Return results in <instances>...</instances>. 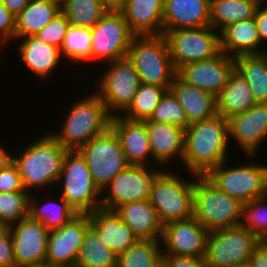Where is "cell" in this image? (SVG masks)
<instances>
[{"instance_id": "cell-1", "label": "cell", "mask_w": 267, "mask_h": 267, "mask_svg": "<svg viewBox=\"0 0 267 267\" xmlns=\"http://www.w3.org/2000/svg\"><path fill=\"white\" fill-rule=\"evenodd\" d=\"M229 144L228 120L220 115L190 124L185 129L182 164L190 175L205 176L228 160Z\"/></svg>"}, {"instance_id": "cell-2", "label": "cell", "mask_w": 267, "mask_h": 267, "mask_svg": "<svg viewBox=\"0 0 267 267\" xmlns=\"http://www.w3.org/2000/svg\"><path fill=\"white\" fill-rule=\"evenodd\" d=\"M67 151L49 132L13 156L24 190L54 186Z\"/></svg>"}, {"instance_id": "cell-3", "label": "cell", "mask_w": 267, "mask_h": 267, "mask_svg": "<svg viewBox=\"0 0 267 267\" xmlns=\"http://www.w3.org/2000/svg\"><path fill=\"white\" fill-rule=\"evenodd\" d=\"M70 109L61 131L50 133L68 151L79 150L111 127L112 115L96 91L77 101Z\"/></svg>"}, {"instance_id": "cell-4", "label": "cell", "mask_w": 267, "mask_h": 267, "mask_svg": "<svg viewBox=\"0 0 267 267\" xmlns=\"http://www.w3.org/2000/svg\"><path fill=\"white\" fill-rule=\"evenodd\" d=\"M194 179L193 217L208 232L226 229L242 222L243 203L212 184L205 176Z\"/></svg>"}, {"instance_id": "cell-5", "label": "cell", "mask_w": 267, "mask_h": 267, "mask_svg": "<svg viewBox=\"0 0 267 267\" xmlns=\"http://www.w3.org/2000/svg\"><path fill=\"white\" fill-rule=\"evenodd\" d=\"M127 56L138 73L140 83L158 85L167 91L170 89L177 71L163 35L135 36Z\"/></svg>"}, {"instance_id": "cell-6", "label": "cell", "mask_w": 267, "mask_h": 267, "mask_svg": "<svg viewBox=\"0 0 267 267\" xmlns=\"http://www.w3.org/2000/svg\"><path fill=\"white\" fill-rule=\"evenodd\" d=\"M171 172L162 169L152 184L148 198L163 226L193 217L194 180L182 179Z\"/></svg>"}, {"instance_id": "cell-7", "label": "cell", "mask_w": 267, "mask_h": 267, "mask_svg": "<svg viewBox=\"0 0 267 267\" xmlns=\"http://www.w3.org/2000/svg\"><path fill=\"white\" fill-rule=\"evenodd\" d=\"M58 183H62L61 197L77 214H89L101 208V192L95 186L85 158L78 150L67 151Z\"/></svg>"}, {"instance_id": "cell-8", "label": "cell", "mask_w": 267, "mask_h": 267, "mask_svg": "<svg viewBox=\"0 0 267 267\" xmlns=\"http://www.w3.org/2000/svg\"><path fill=\"white\" fill-rule=\"evenodd\" d=\"M261 241L242 224L208 232L204 260L208 267L246 266Z\"/></svg>"}, {"instance_id": "cell-9", "label": "cell", "mask_w": 267, "mask_h": 267, "mask_svg": "<svg viewBox=\"0 0 267 267\" xmlns=\"http://www.w3.org/2000/svg\"><path fill=\"white\" fill-rule=\"evenodd\" d=\"M216 31L208 25L164 32L163 36L176 71L186 64L210 60L219 55L220 32Z\"/></svg>"}, {"instance_id": "cell-10", "label": "cell", "mask_w": 267, "mask_h": 267, "mask_svg": "<svg viewBox=\"0 0 267 267\" xmlns=\"http://www.w3.org/2000/svg\"><path fill=\"white\" fill-rule=\"evenodd\" d=\"M225 164L222 162L205 175L219 190L243 204L267 194V165L248 163L227 168Z\"/></svg>"}, {"instance_id": "cell-11", "label": "cell", "mask_w": 267, "mask_h": 267, "mask_svg": "<svg viewBox=\"0 0 267 267\" xmlns=\"http://www.w3.org/2000/svg\"><path fill=\"white\" fill-rule=\"evenodd\" d=\"M78 151L85 158L94 184L100 192L116 174L130 165L124 156L120 139L111 127Z\"/></svg>"}, {"instance_id": "cell-12", "label": "cell", "mask_w": 267, "mask_h": 267, "mask_svg": "<svg viewBox=\"0 0 267 267\" xmlns=\"http://www.w3.org/2000/svg\"><path fill=\"white\" fill-rule=\"evenodd\" d=\"M108 69L98 78L96 93L114 116L124 112L133 101L140 80L128 56L107 62ZM115 113V114H114Z\"/></svg>"}, {"instance_id": "cell-13", "label": "cell", "mask_w": 267, "mask_h": 267, "mask_svg": "<svg viewBox=\"0 0 267 267\" xmlns=\"http://www.w3.org/2000/svg\"><path fill=\"white\" fill-rule=\"evenodd\" d=\"M91 61L111 62L126 57L133 38L120 10H108L91 28Z\"/></svg>"}, {"instance_id": "cell-14", "label": "cell", "mask_w": 267, "mask_h": 267, "mask_svg": "<svg viewBox=\"0 0 267 267\" xmlns=\"http://www.w3.org/2000/svg\"><path fill=\"white\" fill-rule=\"evenodd\" d=\"M147 167L148 165H129L116 174L101 192L106 193L101 195L104 196L101 197V208L114 211L124 203L147 200L155 178L162 171Z\"/></svg>"}, {"instance_id": "cell-15", "label": "cell", "mask_w": 267, "mask_h": 267, "mask_svg": "<svg viewBox=\"0 0 267 267\" xmlns=\"http://www.w3.org/2000/svg\"><path fill=\"white\" fill-rule=\"evenodd\" d=\"M89 227V214H76L62 227L49 231L45 266L75 267Z\"/></svg>"}, {"instance_id": "cell-16", "label": "cell", "mask_w": 267, "mask_h": 267, "mask_svg": "<svg viewBox=\"0 0 267 267\" xmlns=\"http://www.w3.org/2000/svg\"><path fill=\"white\" fill-rule=\"evenodd\" d=\"M17 267L45 266L49 231L30 217L10 226Z\"/></svg>"}, {"instance_id": "cell-17", "label": "cell", "mask_w": 267, "mask_h": 267, "mask_svg": "<svg viewBox=\"0 0 267 267\" xmlns=\"http://www.w3.org/2000/svg\"><path fill=\"white\" fill-rule=\"evenodd\" d=\"M207 235L208 231L194 217L168 223L162 231V255L204 258Z\"/></svg>"}, {"instance_id": "cell-18", "label": "cell", "mask_w": 267, "mask_h": 267, "mask_svg": "<svg viewBox=\"0 0 267 267\" xmlns=\"http://www.w3.org/2000/svg\"><path fill=\"white\" fill-rule=\"evenodd\" d=\"M235 69L234 57L223 52L215 58L186 64L177 70L185 83L217 96L225 87Z\"/></svg>"}, {"instance_id": "cell-19", "label": "cell", "mask_w": 267, "mask_h": 267, "mask_svg": "<svg viewBox=\"0 0 267 267\" xmlns=\"http://www.w3.org/2000/svg\"><path fill=\"white\" fill-rule=\"evenodd\" d=\"M230 137L248 157H254L263 140H267V103H256L249 110L228 119Z\"/></svg>"}, {"instance_id": "cell-20", "label": "cell", "mask_w": 267, "mask_h": 267, "mask_svg": "<svg viewBox=\"0 0 267 267\" xmlns=\"http://www.w3.org/2000/svg\"><path fill=\"white\" fill-rule=\"evenodd\" d=\"M111 128L120 139L127 162L149 166L153 158L145 121H132L118 114L112 116Z\"/></svg>"}, {"instance_id": "cell-21", "label": "cell", "mask_w": 267, "mask_h": 267, "mask_svg": "<svg viewBox=\"0 0 267 267\" xmlns=\"http://www.w3.org/2000/svg\"><path fill=\"white\" fill-rule=\"evenodd\" d=\"M210 25V0H164L163 33Z\"/></svg>"}, {"instance_id": "cell-22", "label": "cell", "mask_w": 267, "mask_h": 267, "mask_svg": "<svg viewBox=\"0 0 267 267\" xmlns=\"http://www.w3.org/2000/svg\"><path fill=\"white\" fill-rule=\"evenodd\" d=\"M153 161L168 165L171 159L183 162L185 129L176 125L145 120ZM168 162V163H167Z\"/></svg>"}, {"instance_id": "cell-23", "label": "cell", "mask_w": 267, "mask_h": 267, "mask_svg": "<svg viewBox=\"0 0 267 267\" xmlns=\"http://www.w3.org/2000/svg\"><path fill=\"white\" fill-rule=\"evenodd\" d=\"M164 0H125L120 11L136 36L163 35Z\"/></svg>"}, {"instance_id": "cell-24", "label": "cell", "mask_w": 267, "mask_h": 267, "mask_svg": "<svg viewBox=\"0 0 267 267\" xmlns=\"http://www.w3.org/2000/svg\"><path fill=\"white\" fill-rule=\"evenodd\" d=\"M89 217L90 226L97 232L102 242L117 255L125 252L139 240L115 211L100 208L89 213Z\"/></svg>"}, {"instance_id": "cell-25", "label": "cell", "mask_w": 267, "mask_h": 267, "mask_svg": "<svg viewBox=\"0 0 267 267\" xmlns=\"http://www.w3.org/2000/svg\"><path fill=\"white\" fill-rule=\"evenodd\" d=\"M169 90L183 107L189 125L211 119L218 114L214 94L185 83L177 75Z\"/></svg>"}, {"instance_id": "cell-26", "label": "cell", "mask_w": 267, "mask_h": 267, "mask_svg": "<svg viewBox=\"0 0 267 267\" xmlns=\"http://www.w3.org/2000/svg\"><path fill=\"white\" fill-rule=\"evenodd\" d=\"M18 47L23 66L39 76L46 79L57 70L62 61L61 49L44 43L35 35H27L19 38ZM23 39V40H22Z\"/></svg>"}, {"instance_id": "cell-27", "label": "cell", "mask_w": 267, "mask_h": 267, "mask_svg": "<svg viewBox=\"0 0 267 267\" xmlns=\"http://www.w3.org/2000/svg\"><path fill=\"white\" fill-rule=\"evenodd\" d=\"M114 211L139 239L161 241L163 224L148 199L124 203Z\"/></svg>"}, {"instance_id": "cell-28", "label": "cell", "mask_w": 267, "mask_h": 267, "mask_svg": "<svg viewBox=\"0 0 267 267\" xmlns=\"http://www.w3.org/2000/svg\"><path fill=\"white\" fill-rule=\"evenodd\" d=\"M260 45L254 17L232 23L220 31L221 52L229 56L265 53Z\"/></svg>"}, {"instance_id": "cell-29", "label": "cell", "mask_w": 267, "mask_h": 267, "mask_svg": "<svg viewBox=\"0 0 267 267\" xmlns=\"http://www.w3.org/2000/svg\"><path fill=\"white\" fill-rule=\"evenodd\" d=\"M217 113L226 120L249 110L256 104L251 86L234 69L222 91L216 96Z\"/></svg>"}, {"instance_id": "cell-30", "label": "cell", "mask_w": 267, "mask_h": 267, "mask_svg": "<svg viewBox=\"0 0 267 267\" xmlns=\"http://www.w3.org/2000/svg\"><path fill=\"white\" fill-rule=\"evenodd\" d=\"M61 12V6L51 0H30L15 17V39L35 35Z\"/></svg>"}, {"instance_id": "cell-31", "label": "cell", "mask_w": 267, "mask_h": 267, "mask_svg": "<svg viewBox=\"0 0 267 267\" xmlns=\"http://www.w3.org/2000/svg\"><path fill=\"white\" fill-rule=\"evenodd\" d=\"M263 0H210V26L220 32L228 25L255 16Z\"/></svg>"}, {"instance_id": "cell-32", "label": "cell", "mask_w": 267, "mask_h": 267, "mask_svg": "<svg viewBox=\"0 0 267 267\" xmlns=\"http://www.w3.org/2000/svg\"><path fill=\"white\" fill-rule=\"evenodd\" d=\"M235 69L251 86L256 103H267V52L234 57Z\"/></svg>"}, {"instance_id": "cell-33", "label": "cell", "mask_w": 267, "mask_h": 267, "mask_svg": "<svg viewBox=\"0 0 267 267\" xmlns=\"http://www.w3.org/2000/svg\"><path fill=\"white\" fill-rule=\"evenodd\" d=\"M34 196L30 194L29 197V217L41 222L48 231L62 227L77 214L61 196L60 201L48 200L43 205Z\"/></svg>"}, {"instance_id": "cell-34", "label": "cell", "mask_w": 267, "mask_h": 267, "mask_svg": "<svg viewBox=\"0 0 267 267\" xmlns=\"http://www.w3.org/2000/svg\"><path fill=\"white\" fill-rule=\"evenodd\" d=\"M75 267H117V254L102 242L91 226L86 231Z\"/></svg>"}, {"instance_id": "cell-35", "label": "cell", "mask_w": 267, "mask_h": 267, "mask_svg": "<svg viewBox=\"0 0 267 267\" xmlns=\"http://www.w3.org/2000/svg\"><path fill=\"white\" fill-rule=\"evenodd\" d=\"M162 263V245L158 240L139 239L117 255V267H158Z\"/></svg>"}, {"instance_id": "cell-36", "label": "cell", "mask_w": 267, "mask_h": 267, "mask_svg": "<svg viewBox=\"0 0 267 267\" xmlns=\"http://www.w3.org/2000/svg\"><path fill=\"white\" fill-rule=\"evenodd\" d=\"M108 11L101 0H67L61 12L70 26L92 28Z\"/></svg>"}, {"instance_id": "cell-37", "label": "cell", "mask_w": 267, "mask_h": 267, "mask_svg": "<svg viewBox=\"0 0 267 267\" xmlns=\"http://www.w3.org/2000/svg\"><path fill=\"white\" fill-rule=\"evenodd\" d=\"M166 91L158 85L140 83L133 101L121 116L132 121L149 120Z\"/></svg>"}, {"instance_id": "cell-38", "label": "cell", "mask_w": 267, "mask_h": 267, "mask_svg": "<svg viewBox=\"0 0 267 267\" xmlns=\"http://www.w3.org/2000/svg\"><path fill=\"white\" fill-rule=\"evenodd\" d=\"M91 28L69 26L61 47L62 58L81 63L91 60Z\"/></svg>"}, {"instance_id": "cell-39", "label": "cell", "mask_w": 267, "mask_h": 267, "mask_svg": "<svg viewBox=\"0 0 267 267\" xmlns=\"http://www.w3.org/2000/svg\"><path fill=\"white\" fill-rule=\"evenodd\" d=\"M27 191L0 192V225L11 226L29 217Z\"/></svg>"}, {"instance_id": "cell-40", "label": "cell", "mask_w": 267, "mask_h": 267, "mask_svg": "<svg viewBox=\"0 0 267 267\" xmlns=\"http://www.w3.org/2000/svg\"><path fill=\"white\" fill-rule=\"evenodd\" d=\"M241 224L260 241H267V194L243 204Z\"/></svg>"}, {"instance_id": "cell-41", "label": "cell", "mask_w": 267, "mask_h": 267, "mask_svg": "<svg viewBox=\"0 0 267 267\" xmlns=\"http://www.w3.org/2000/svg\"><path fill=\"white\" fill-rule=\"evenodd\" d=\"M149 121L168 123L183 129L189 126L183 107L170 90L161 97Z\"/></svg>"}, {"instance_id": "cell-42", "label": "cell", "mask_w": 267, "mask_h": 267, "mask_svg": "<svg viewBox=\"0 0 267 267\" xmlns=\"http://www.w3.org/2000/svg\"><path fill=\"white\" fill-rule=\"evenodd\" d=\"M69 26V21L67 20L66 16L60 12L42 30L37 32L35 36L44 43L61 49L66 30Z\"/></svg>"}, {"instance_id": "cell-43", "label": "cell", "mask_w": 267, "mask_h": 267, "mask_svg": "<svg viewBox=\"0 0 267 267\" xmlns=\"http://www.w3.org/2000/svg\"><path fill=\"white\" fill-rule=\"evenodd\" d=\"M0 267H17L10 226L0 225Z\"/></svg>"}, {"instance_id": "cell-44", "label": "cell", "mask_w": 267, "mask_h": 267, "mask_svg": "<svg viewBox=\"0 0 267 267\" xmlns=\"http://www.w3.org/2000/svg\"><path fill=\"white\" fill-rule=\"evenodd\" d=\"M15 16L2 4L0 0V46H5L15 39Z\"/></svg>"}, {"instance_id": "cell-45", "label": "cell", "mask_w": 267, "mask_h": 267, "mask_svg": "<svg viewBox=\"0 0 267 267\" xmlns=\"http://www.w3.org/2000/svg\"><path fill=\"white\" fill-rule=\"evenodd\" d=\"M25 191L14 163L0 170V192Z\"/></svg>"}, {"instance_id": "cell-46", "label": "cell", "mask_w": 267, "mask_h": 267, "mask_svg": "<svg viewBox=\"0 0 267 267\" xmlns=\"http://www.w3.org/2000/svg\"><path fill=\"white\" fill-rule=\"evenodd\" d=\"M165 267H208L204 258L192 256L162 255Z\"/></svg>"}, {"instance_id": "cell-47", "label": "cell", "mask_w": 267, "mask_h": 267, "mask_svg": "<svg viewBox=\"0 0 267 267\" xmlns=\"http://www.w3.org/2000/svg\"><path fill=\"white\" fill-rule=\"evenodd\" d=\"M266 2L267 0H263L259 4L254 16L257 25L258 35L262 44L265 40L267 41V4L263 5L262 7V4Z\"/></svg>"}, {"instance_id": "cell-48", "label": "cell", "mask_w": 267, "mask_h": 267, "mask_svg": "<svg viewBox=\"0 0 267 267\" xmlns=\"http://www.w3.org/2000/svg\"><path fill=\"white\" fill-rule=\"evenodd\" d=\"M246 267H267V241H261L254 248Z\"/></svg>"}, {"instance_id": "cell-49", "label": "cell", "mask_w": 267, "mask_h": 267, "mask_svg": "<svg viewBox=\"0 0 267 267\" xmlns=\"http://www.w3.org/2000/svg\"><path fill=\"white\" fill-rule=\"evenodd\" d=\"M30 0H1L2 4L16 17Z\"/></svg>"}, {"instance_id": "cell-50", "label": "cell", "mask_w": 267, "mask_h": 267, "mask_svg": "<svg viewBox=\"0 0 267 267\" xmlns=\"http://www.w3.org/2000/svg\"><path fill=\"white\" fill-rule=\"evenodd\" d=\"M11 155L13 154L8 153L7 149L0 145V170L13 163V157Z\"/></svg>"}, {"instance_id": "cell-51", "label": "cell", "mask_w": 267, "mask_h": 267, "mask_svg": "<svg viewBox=\"0 0 267 267\" xmlns=\"http://www.w3.org/2000/svg\"><path fill=\"white\" fill-rule=\"evenodd\" d=\"M108 10H120L125 0H101Z\"/></svg>"}, {"instance_id": "cell-52", "label": "cell", "mask_w": 267, "mask_h": 267, "mask_svg": "<svg viewBox=\"0 0 267 267\" xmlns=\"http://www.w3.org/2000/svg\"><path fill=\"white\" fill-rule=\"evenodd\" d=\"M52 2L57 3L58 5H63L67 0H51Z\"/></svg>"}, {"instance_id": "cell-53", "label": "cell", "mask_w": 267, "mask_h": 267, "mask_svg": "<svg viewBox=\"0 0 267 267\" xmlns=\"http://www.w3.org/2000/svg\"><path fill=\"white\" fill-rule=\"evenodd\" d=\"M158 267H165V265L163 263H161Z\"/></svg>"}]
</instances>
